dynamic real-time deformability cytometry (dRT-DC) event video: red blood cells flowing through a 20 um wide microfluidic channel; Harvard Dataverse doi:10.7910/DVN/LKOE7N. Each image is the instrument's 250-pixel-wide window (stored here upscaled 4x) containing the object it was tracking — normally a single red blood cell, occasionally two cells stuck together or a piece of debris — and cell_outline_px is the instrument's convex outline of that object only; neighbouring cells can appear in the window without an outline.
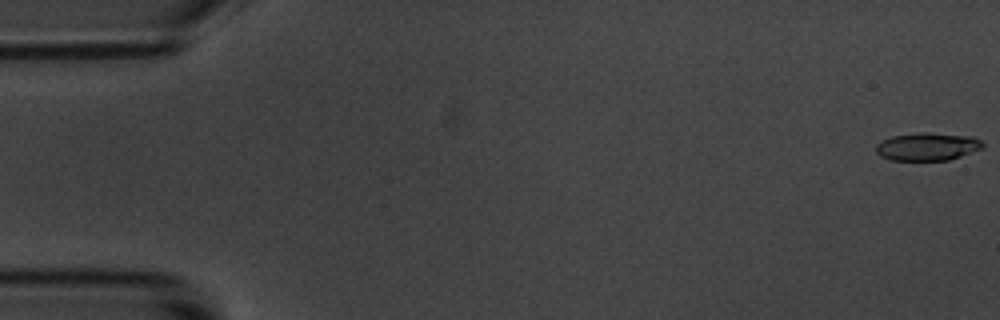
{"species": "common noctule bat (a hibernating species)", "species_latin": "Nyctalus noctula", "temperature_condition": "room temperature", "stored_images_in_passage": 58, "camera_frame_rate_fps": 3000, "um_per_image_px": 0.085, "animal": {"sex": "male", "body_mass_g": 20.1, "forearm_length_mm": 53.5}, "frame": {"image": 1, "passage_image": 1, "time_ms": 0.0, "image_size_px": [1000, 320], "cell_outline_px": [[984, 148], [948, 160], [892, 160], [880, 156], [876, 152], [876, 144], [892, 136], [920, 132], [928, 132], [972, 136], [980, 140], [984, 144]], "centroid_in_image_um": [78.85, 12.45], "position_along_channel_um": 6.2, "area_um2": 17.34}}
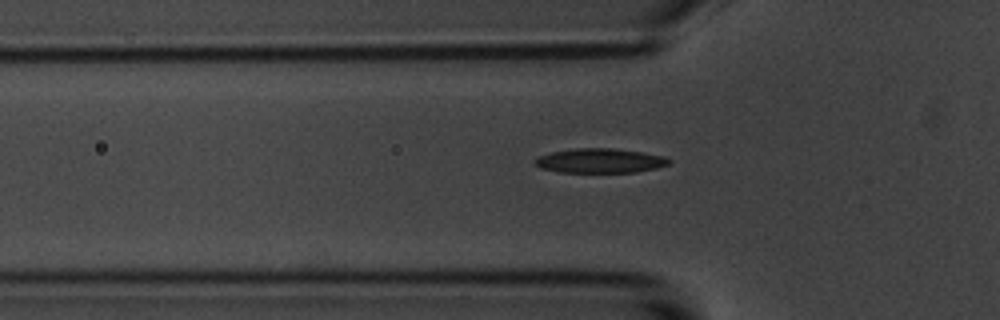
{"frame": {"image": 2, "passage_image": 19, "time_ms": 6.0, "image_size_px": [1000, 320], "cell_outline_px": [[672, 160], [668, 164], [656, 168], [636, 172], [560, 172], [540, 168], [532, 164], [532, 160], [536, 156], [552, 152], [576, 148], [612, 148], [640, 152], [664, 156]], "centroid_in_image_um": [50.93, 13.66], "position_along_channel_um": 74.9, "area_um2": 19.19}}
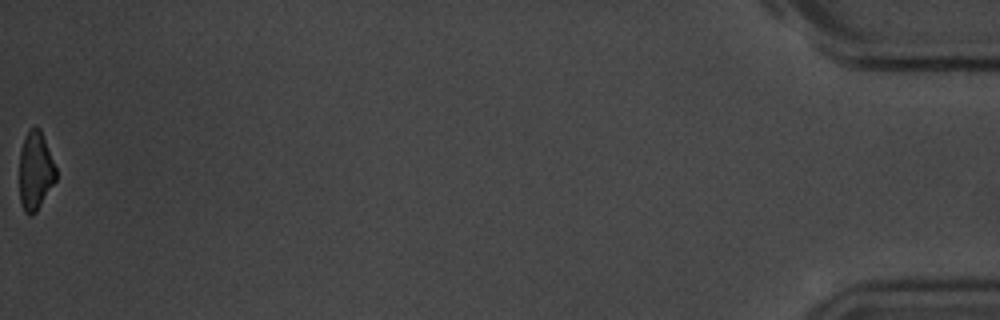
{"frame": {"image": 3, "passage_image": 58, "time_ms": 19.0, "image_size_px": [1000, 320], "cell_outline_px": [[56, 180], [36, 212], [28, 216], [24, 212], [20, 204], [20, 152], [28, 128], [40, 128], [56, 168]], "centroid_in_image_um": [3.0, 14.55], "position_along_channel_um": 432.2, "area_um2": 16.59}, "authors_computed_cell_mechanics": {"area_um2": 18.5538, "velocity_mm_per_s": 3.5185, "shape_relaxation_time_tau1_ms": 3.5932, "shape_relaxation_time_tau2_ms": 8.5714, "deformation_change_tau1": 0.1496, "deformation_change_tau2": 0.1525}}